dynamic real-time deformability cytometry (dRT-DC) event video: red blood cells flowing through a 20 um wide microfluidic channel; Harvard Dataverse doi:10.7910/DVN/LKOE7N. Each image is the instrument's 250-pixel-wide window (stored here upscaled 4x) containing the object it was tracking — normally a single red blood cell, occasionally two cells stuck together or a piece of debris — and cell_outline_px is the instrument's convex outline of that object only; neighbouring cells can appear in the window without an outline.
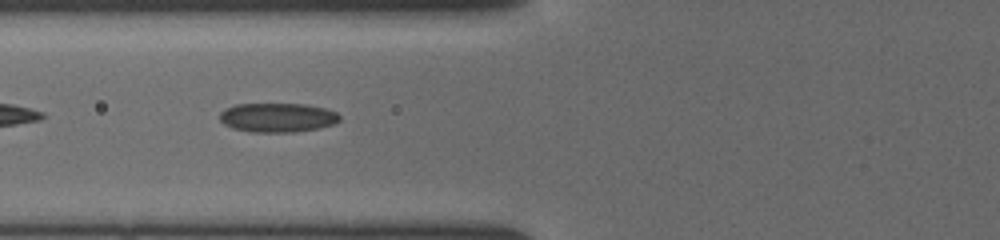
{"species": "common noctule bat (a hibernating species)", "species_latin": "Nyctalus noctula", "temperature_condition": "cold", "stored_images_in_passage": 38, "camera_frame_rate_fps": 3000, "um_per_image_px": 0.085, "animal": {"sex": "female", "body_mass_g": 19.5, "forearm_length_mm": 54.1}, "frame": {"image": 1, "passage_image": 7, "time_ms": 1.333, "image_size_px": [1000, 240], "cell_outline_px": [[340, 120], [336, 124], [320, 128], [296, 132], [248, 132], [232, 128], [224, 124], [220, 120], [220, 112], [224, 108], [236, 104], [304, 104], [324, 108], [336, 112], [340, 116]], "centroid_in_image_um": [23.59, 10.0], "position_along_channel_um": 102.2, "area_um2": 20.63}}
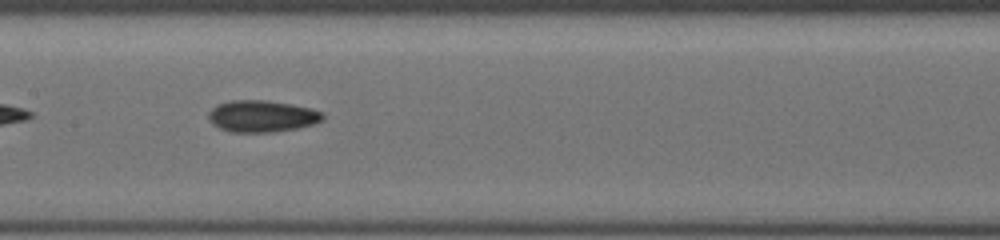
{"frame": {"image": 2, "passage_image": 16, "time_ms": 3.333, "image_size_px": [1000, 240], "cell_outline_px": [[324, 120], [316, 124], [296, 128], [272, 132], [228, 132], [212, 124], [208, 120], [208, 112], [216, 104], [232, 100], [264, 100], [288, 104], [308, 108], [324, 112]], "centroid_in_image_um": [22.24, 9.88], "position_along_channel_um": 185.2, "area_um2": 21.21}}
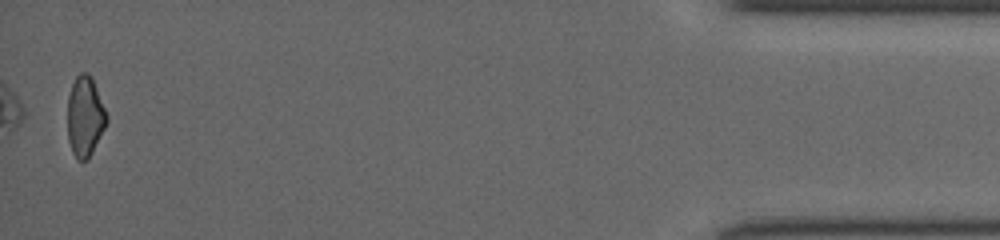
{"frame": {"image": 3, "passage_image": 37, "time_ms": 11.0, "image_size_px": [1000, 240], "cell_outline_px": [[108, 120], [88, 160], [76, 160], [72, 152], [68, 140], [68, 96], [72, 84], [76, 76], [80, 72], [88, 72], [92, 76], [108, 116]], "centroid_in_image_um": [7.22, 9.88], "position_along_channel_um": 428.0, "area_um2": 18.38}}